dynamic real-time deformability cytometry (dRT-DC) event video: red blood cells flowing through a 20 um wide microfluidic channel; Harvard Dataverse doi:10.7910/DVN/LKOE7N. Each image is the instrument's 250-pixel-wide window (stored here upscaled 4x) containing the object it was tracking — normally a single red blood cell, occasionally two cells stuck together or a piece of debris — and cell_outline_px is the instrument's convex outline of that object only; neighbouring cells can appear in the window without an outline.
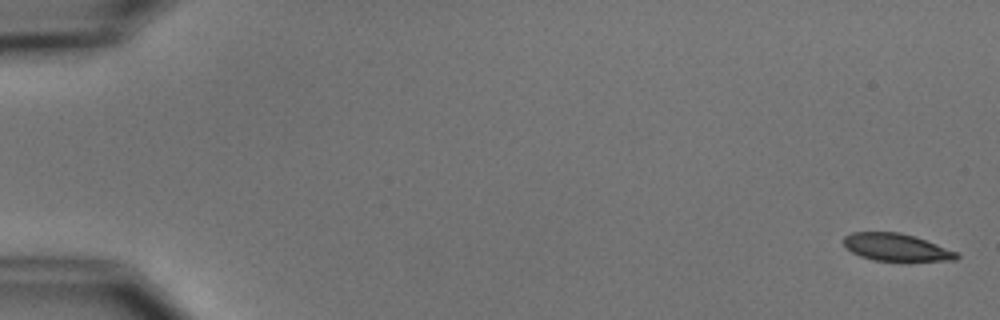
{"species": "common noctule bat (a hibernating species)", "species_latin": "Nyctalus noctula", "temperature_condition": "cold", "stored_images_in_passage": 10, "camera_frame_rate_fps": 3000, "um_per_image_px": 0.085, "animal": {"sex": "male", "body_mass_g": 15.6}, "frame": {"image": 1, "passage_image": 1, "time_ms": 0.0, "image_size_px": [1000, 320], "cell_outline_px": [[960, 256], [956, 260], [908, 264], [872, 260], [860, 256], [852, 252], [844, 244], [844, 236], [852, 232], [900, 232], [916, 236], [960, 252]], "centroid_in_image_um": [76.31, 21.08], "position_along_channel_um": 8.7, "area_um2": 19.25}}
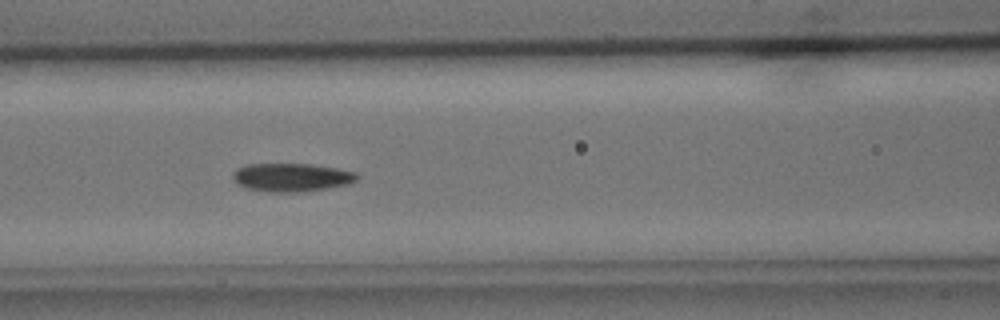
{"frame": {"image": 2, "passage_image": 7, "time_ms": 7.667, "image_size_px": [1000, 320], "cell_outline_px": [[360, 176], [356, 180], [348, 184], [324, 188], [296, 192], [272, 192], [244, 188], [236, 184], [232, 180], [232, 176], [236, 168], [248, 164], [312, 164], [336, 168], [356, 172]], "centroid_in_image_um": [24.73, 15.07], "position_along_channel_um": 141.9, "area_um2": 20.52}}
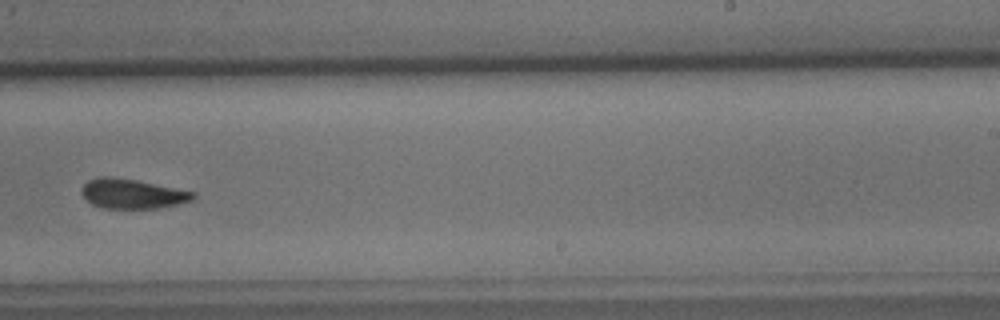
{"frame": {"image": 3, "passage_image": 10, "time_ms": 11.333, "image_size_px": [1000, 320], "cell_outline_px": [[196, 196], [192, 200], [180, 204], [156, 208], [104, 208], [92, 204], [80, 192], [80, 188], [88, 180], [100, 176], [112, 176], [136, 180], [196, 192]], "centroid_in_image_um": [11.24, 16.46], "position_along_channel_um": 277.8, "area_um2": 19.31}}